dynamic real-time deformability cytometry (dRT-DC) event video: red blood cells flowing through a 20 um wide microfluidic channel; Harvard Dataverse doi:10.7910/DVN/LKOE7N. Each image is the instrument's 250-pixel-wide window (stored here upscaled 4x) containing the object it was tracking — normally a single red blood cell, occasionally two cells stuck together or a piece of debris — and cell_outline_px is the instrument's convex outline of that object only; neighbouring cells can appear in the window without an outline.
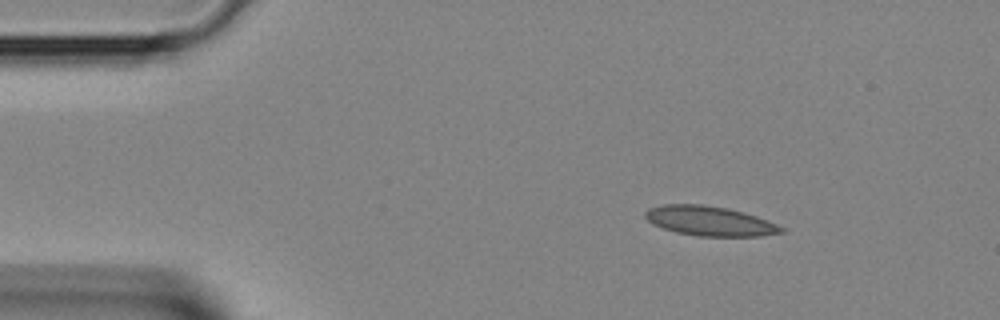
{"species": "Egyptian fruit bat (a non-hibernating species)", "species_latin": "Rousettus aegyptiacus", "temperature_condition": "room temperature", "stored_images_in_passage": 3, "segment_of_instrument_passage": [2, 2], "camera_frame_rate_fps": 3000, "um_per_image_px": 0.085, "animal": {"sex": "female"}, "frame": {"image": 1, "passage_image": 3, "time_ms": 0.667, "image_size_px": [1000, 320], "cell_outline_px": [[784, 232], [760, 236], [696, 236], [676, 232], [652, 224], [644, 216], [644, 212], [648, 208], [664, 204], [704, 204], [728, 208], [744, 212], [756, 216], [776, 224], [784, 228]], "centroid_in_image_um": [60.3, 18.78], "position_along_channel_um": 24.7, "area_um2": 23.52}}